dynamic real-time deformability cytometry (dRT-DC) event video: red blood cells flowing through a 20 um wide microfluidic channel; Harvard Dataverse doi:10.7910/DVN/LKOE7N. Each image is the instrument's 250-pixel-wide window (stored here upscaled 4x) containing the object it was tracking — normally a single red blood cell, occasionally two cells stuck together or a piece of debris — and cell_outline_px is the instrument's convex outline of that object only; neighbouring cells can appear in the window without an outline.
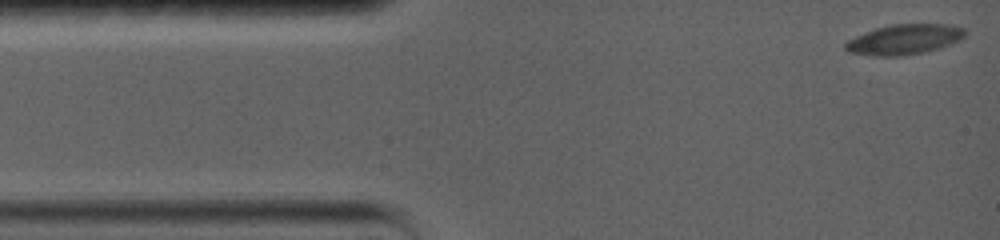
{"species": "common noctule bat (a hibernating species)", "species_latin": "Nyctalus noctula", "temperature_condition": "warm", "stored_images_in_passage": 35, "camera_frame_rate_fps": 5000, "um_per_image_px": 0.085, "animal": {"sex": "female", "body_mass_g": 19.0, "forearm_length_mm": 56.7}, "frame": {"image": 1, "passage_image": 1, "time_ms": 0.0, "image_size_px": [1000, 240], "cell_outline_px": [[964, 36], [948, 44], [936, 48], [920, 52], [896, 56], [876, 56], [848, 52], [844, 48], [844, 44], [848, 40], [856, 36], [876, 28], [892, 24], [948, 24], [964, 28]], "centroid_in_image_um": [76.79, 3.34], "position_along_channel_um": 8.2, "area_um2": 20.46}}
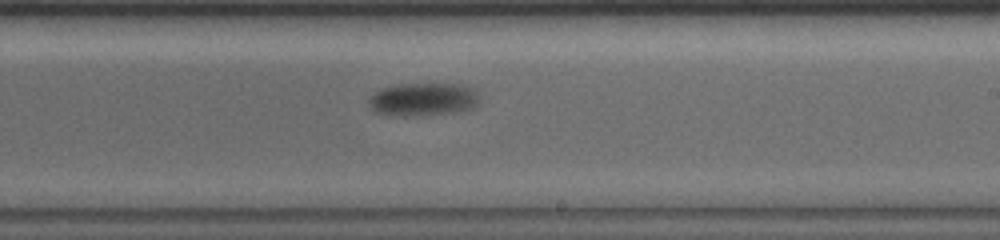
{"frame": {"image": 2, "passage_image": 16, "time_ms": 3.0, "image_size_px": [1000, 240], "cell_outline_px": [[480, 100], [472, 108], [456, 112], [420, 116], [404, 116], [372, 112], [368, 104], [368, 100], [376, 92], [384, 88], [396, 84], [460, 84], [476, 88]], "centroid_in_image_um": [35.99, 8.45], "position_along_channel_um": 253.0, "area_um2": 21.56}}
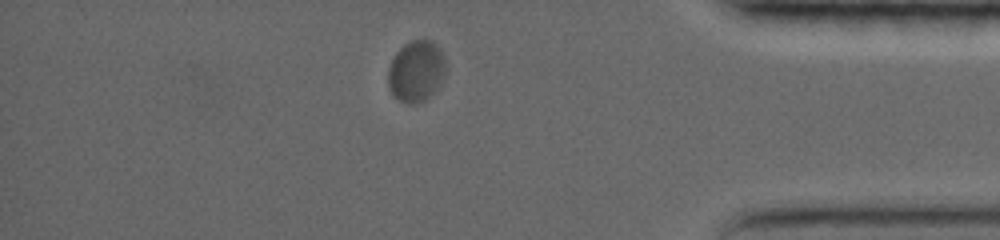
{"frame": {"image": 3, "passage_image": 30, "time_ms": 5.8, "image_size_px": [1000, 240], "cell_outline_px": [[444, 72], [440, 88], [424, 100], [412, 104], [404, 104], [392, 96], [388, 88], [388, 68], [396, 52], [404, 44], [412, 40], [424, 36], [432, 40], [440, 48], [444, 56]], "centroid_in_image_um": [35.37, 6.03], "position_along_channel_um": 399.8, "area_um2": 21.15}}